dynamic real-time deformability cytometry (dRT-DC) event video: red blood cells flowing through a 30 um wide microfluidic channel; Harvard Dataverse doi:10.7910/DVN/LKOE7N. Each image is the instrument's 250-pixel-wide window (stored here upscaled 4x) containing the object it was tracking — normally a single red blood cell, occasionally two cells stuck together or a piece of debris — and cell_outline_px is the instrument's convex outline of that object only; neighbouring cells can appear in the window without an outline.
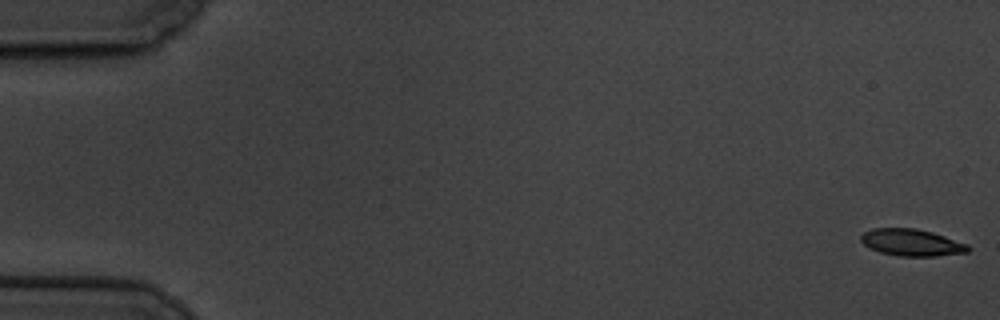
{"species": "common noctule bat (a hibernating species)", "species_latin": "Nyctalus noctula", "temperature_condition": "cold", "stored_images_in_passage": 7, "camera_frame_rate_fps": 3000, "um_per_image_px": 0.085, "animal": {"sex": "male", "body_mass_g": 19.5, "forearm_length_mm": 54.6}, "frame": {"image": 1, "passage_image": 1, "time_ms": 0.0, "image_size_px": [1000, 320], "cell_outline_px": [[972, 248], [968, 252], [936, 256], [900, 256], [880, 252], [868, 248], [860, 240], [860, 236], [864, 232], [872, 228], [916, 228], [932, 232], [968, 244]], "centroid_in_image_um": [77.48, 20.61], "position_along_channel_um": 7.5, "area_um2": 16.88}}
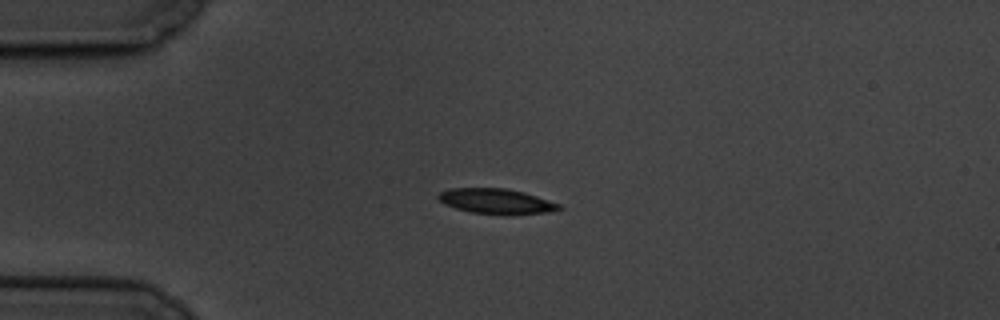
{"frame": {"image": 2, "passage_image": 5, "time_ms": 4.667, "image_size_px": [1000, 320], "cell_outline_px": [[564, 208], [544, 212], [508, 216], [472, 212], [456, 208], [444, 204], [436, 196], [440, 192], [448, 188], [508, 188], [524, 192], [560, 204]], "centroid_in_image_um": [42.17, 17.11], "position_along_channel_um": 42.8, "area_um2": 17.86}}
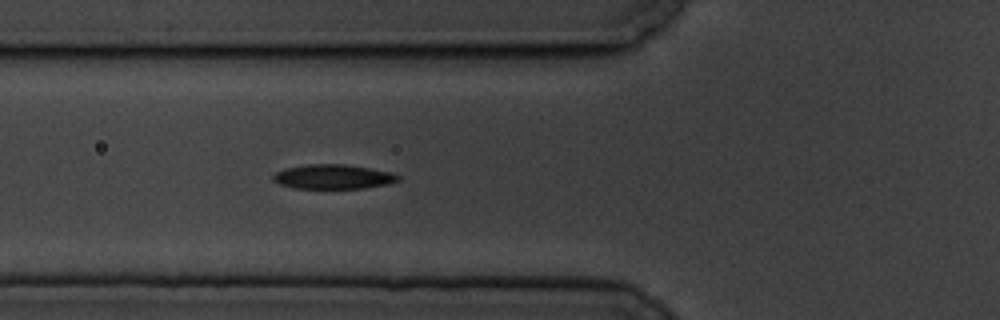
{"frame": {"image": 3, "passage_image": 7, "time_ms": 7.0, "image_size_px": [1000, 320], "cell_outline_px": [[400, 180], [388, 184], [364, 188], [292, 188], [280, 184], [272, 180], [272, 176], [276, 172], [288, 168], [308, 164], [344, 164], [392, 172], [400, 176]], "centroid_in_image_um": [28.33, 15.02], "position_along_channel_um": 97.5, "area_um2": 17.74}}